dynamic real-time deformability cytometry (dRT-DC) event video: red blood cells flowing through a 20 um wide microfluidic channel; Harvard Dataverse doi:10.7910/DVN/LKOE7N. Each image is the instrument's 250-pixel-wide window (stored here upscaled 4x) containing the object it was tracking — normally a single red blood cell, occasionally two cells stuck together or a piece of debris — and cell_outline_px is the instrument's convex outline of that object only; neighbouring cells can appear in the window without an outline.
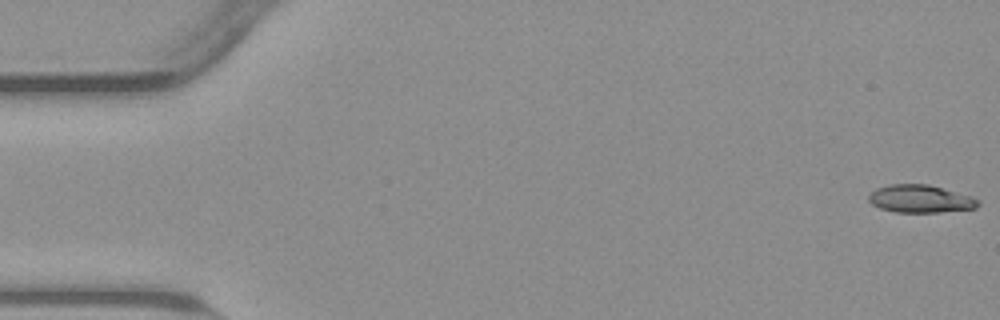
{"species": "common noctule bat (a hibernating species)", "species_latin": "Nyctalus noctula", "temperature_condition": "warm", "stored_images_in_passage": 55, "camera_frame_rate_fps": 3000, "um_per_image_px": 0.085, "animal": {"sex": "male", "body_mass_g": 23.1, "forearm_length_mm": 52.7}, "frame": {"image": 1, "passage_image": 1, "time_ms": 0.0, "image_size_px": [1000, 320], "cell_outline_px": [[980, 204], [976, 208], [940, 212], [896, 212], [880, 208], [872, 204], [868, 200], [868, 196], [876, 188], [888, 184], [928, 184], [972, 196], [980, 200]], "centroid_in_image_um": [78.24, 16.9], "position_along_channel_um": 6.8, "area_um2": 17.74}}
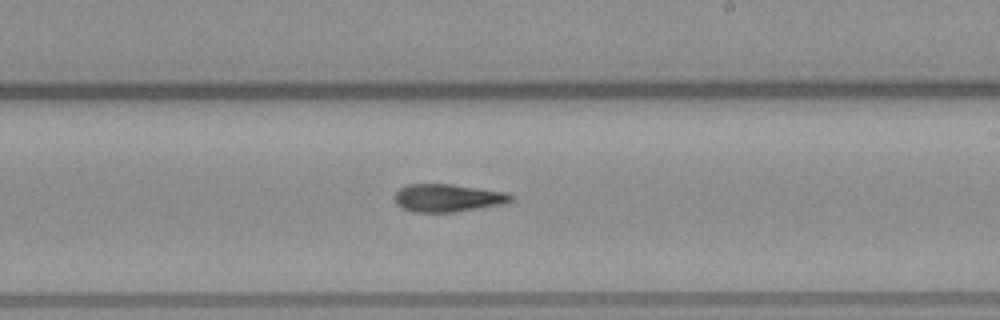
{"frame": {"image": 2, "passage_image": 32, "time_ms": 10.333, "image_size_px": [1000, 320], "cell_outline_px": [[512, 200], [504, 204], [456, 212], [412, 212], [400, 208], [396, 204], [396, 192], [400, 188], [408, 184], [452, 184], [508, 192], [512, 196]], "centroid_in_image_um": [38.06, 16.83], "position_along_channel_um": 250.9, "area_um2": 18.96}}
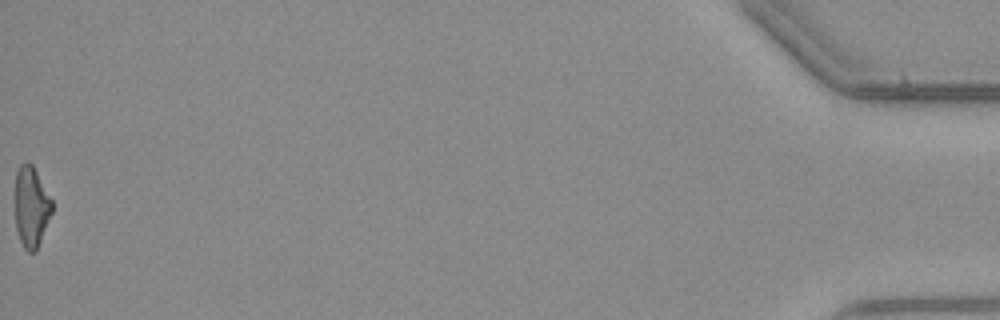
{"frame": {"image": 3, "passage_image": 55, "time_ms": 18.0, "image_size_px": [1000, 320], "cell_outline_px": [[52, 212], [36, 252], [28, 252], [24, 248], [20, 240], [16, 228], [16, 172], [20, 164], [28, 160], [32, 164], [52, 200]], "centroid_in_image_um": [2.66, 17.58], "position_along_channel_um": 432.5, "area_um2": 17.22}, "authors_computed_cell_mechanics": {"area_um2": 18.6694, "velocity_mm_per_s": 3.8153, "shape_relaxation_time_tau1_ms": null, "shape_relaxation_time_tau2_ms": 7.2672, "deformation_change_tau1": null, "deformation_change_tau2": 0.1886}}